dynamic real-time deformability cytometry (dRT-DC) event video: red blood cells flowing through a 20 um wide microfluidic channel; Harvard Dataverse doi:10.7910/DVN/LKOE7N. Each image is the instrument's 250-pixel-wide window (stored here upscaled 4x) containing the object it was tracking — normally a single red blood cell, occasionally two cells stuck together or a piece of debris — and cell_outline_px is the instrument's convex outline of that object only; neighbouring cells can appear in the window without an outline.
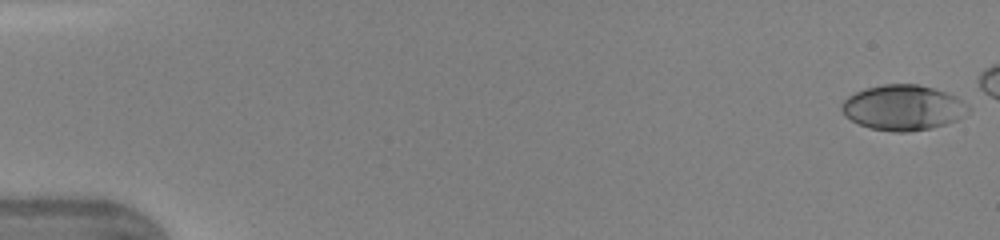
{"species": "human", "species_latin": "Homo sapiens", "temperature_condition": "warm", "stored_images_in_passage": 42, "camera_frame_rate_fps": 3000, "um_per_image_px": 0.085, "donor": {"sex": "female"}, "frame": {"image": 1, "passage_image": 1, "time_ms": 0.0, "image_size_px": [1000, 240], "cell_outline_px": [[972, 108], [968, 112], [956, 120], [932, 128], [908, 132], [892, 132], [872, 128], [860, 124], [844, 116], [840, 108], [840, 104], [848, 96], [864, 88], [884, 84], [916, 84], [932, 88], [956, 96], [968, 104]], "centroid_in_image_um": [76.75, 9.15], "position_along_channel_um": 8.3, "area_um2": 33.47}}
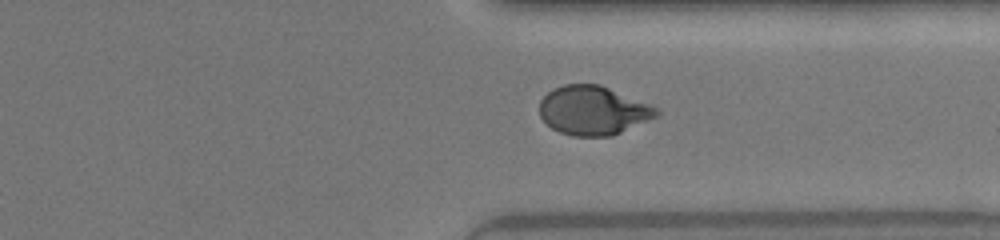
{"frame": {"image": 2, "passage_image": 36, "time_ms": 11.667, "image_size_px": [1000, 240], "cell_outline_px": [[660, 112], [656, 116], [612, 136], [572, 136], [560, 132], [552, 128], [540, 116], [540, 100], [548, 92], [564, 84], [600, 84], [652, 104]], "centroid_in_image_um": [50.42, 9.38], "position_along_channel_um": 361.0, "area_um2": 33.23}}
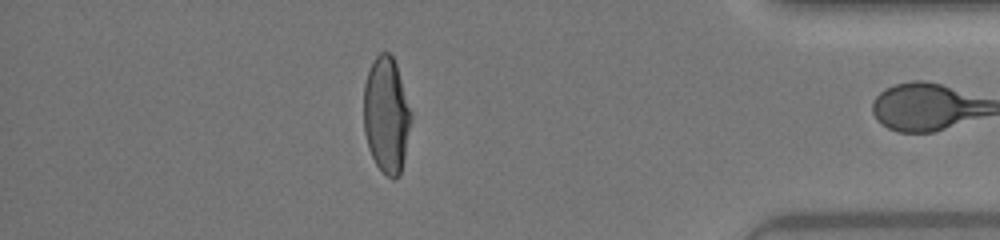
{"frame": {"image": 3, "passage_image": 41, "time_ms": 13.333, "image_size_px": [1000, 240], "cell_outline_px": [[412, 116], [404, 160], [400, 176], [392, 180], [376, 164], [368, 148], [364, 132], [364, 84], [368, 72], [376, 56], [380, 52], [388, 52], [392, 56], [396, 64], [412, 112]], "centroid_in_image_um": [32.85, 9.8], "position_along_channel_um": 402.3, "area_um2": 32.08}, "authors_computed_cell_mechanics": {"area_um2": 32.7437, "velocity_mm_per_s": 4.3825, "shape_relaxation_time_tau1_ms": 4.2534, "shape_relaxation_time_tau2_ms": 0.6964, "deformation_change_tau1": 0.2076, "deformation_change_tau2": 0.0454}}